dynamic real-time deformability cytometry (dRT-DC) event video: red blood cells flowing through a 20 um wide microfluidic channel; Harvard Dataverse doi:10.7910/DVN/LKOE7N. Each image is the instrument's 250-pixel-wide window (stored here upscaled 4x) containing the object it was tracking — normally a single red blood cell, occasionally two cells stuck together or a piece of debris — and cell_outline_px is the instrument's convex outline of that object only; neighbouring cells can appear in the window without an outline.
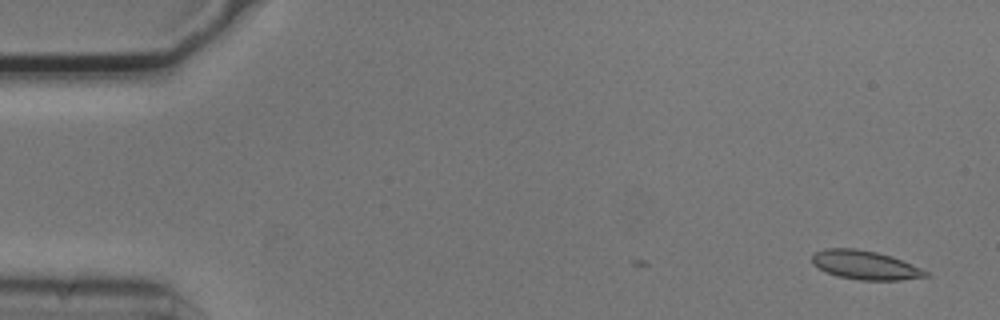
{"species": "common noctule bat (a hibernating species)", "species_latin": "Nyctalus noctula", "temperature_condition": "cold", "stored_images_in_passage": 2, "camera_frame_rate_fps": 3000, "um_per_image_px": 0.085, "animal": {"sex": "male", "body_mass_g": 20.5, "forearm_length_mm": 52.5}, "frame": {"image": 1, "passage_image": 2, "time_ms": 0.333, "image_size_px": [1000, 320], "cell_outline_px": [[932, 276], [900, 280], [860, 280], [836, 276], [812, 264], [812, 256], [816, 252], [824, 248], [856, 248], [876, 252], [892, 256], [912, 264], [928, 272]], "centroid_in_image_um": [73.55, 22.53], "position_along_channel_um": 11.4, "area_um2": 19.13}}